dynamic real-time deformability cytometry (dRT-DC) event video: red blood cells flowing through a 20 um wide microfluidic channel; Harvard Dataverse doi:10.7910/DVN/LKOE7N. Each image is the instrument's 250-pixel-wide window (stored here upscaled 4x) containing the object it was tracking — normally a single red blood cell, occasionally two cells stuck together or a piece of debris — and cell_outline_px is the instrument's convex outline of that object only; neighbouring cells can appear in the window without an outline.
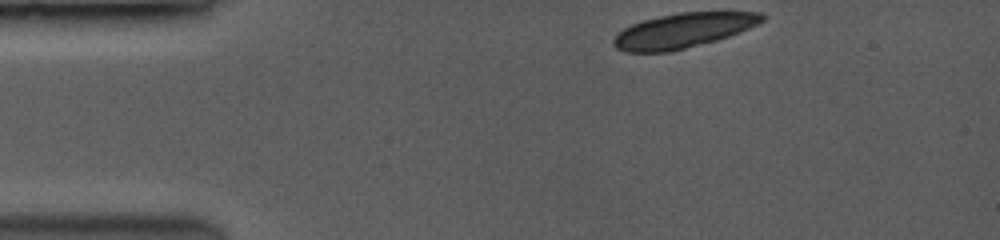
{"species": "common noctule bat (a hibernating species)", "species_latin": "Nyctalus noctula", "temperature_condition": "room temperature", "stored_images_in_passage": 12, "camera_frame_rate_fps": 3500, "um_per_image_px": 0.085, "animal": {"sex": "female", "body_mass_g": 19.0, "forearm_length_mm": 53.3}, "frame": {"image": 1, "passage_image": 1, "time_ms": 0.0, "image_size_px": [1000, 240], "cell_outline_px": [[764, 20], [748, 28], [728, 36], [716, 40], [668, 52], [628, 52], [616, 48], [612, 44], [612, 40], [624, 28], [632, 24], [644, 20], [680, 12], [760, 12], [764, 16]], "centroid_in_image_um": [58.04, 2.59], "position_along_channel_um": 27.0, "area_um2": 29.48}}